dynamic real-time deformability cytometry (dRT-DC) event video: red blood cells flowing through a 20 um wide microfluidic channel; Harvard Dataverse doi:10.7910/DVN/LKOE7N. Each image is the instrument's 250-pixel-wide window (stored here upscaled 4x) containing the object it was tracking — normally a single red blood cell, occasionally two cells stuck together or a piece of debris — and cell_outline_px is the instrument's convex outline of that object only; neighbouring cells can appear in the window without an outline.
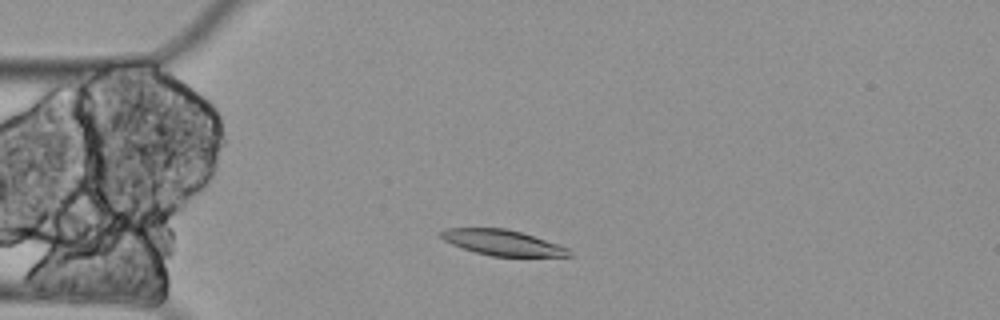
{"species": "Egyptian fruit bat (a non-hibernating species)", "species_latin": "Rousettus aegyptiacus", "temperature_condition": "cold", "stored_images_in_passage": 8, "camera_frame_rate_fps": 3000, "um_per_image_px": 0.085, "animal": {"sex": "female"}, "frame": {"image": 1, "passage_image": 2, "time_ms": 0.333, "image_size_px": [1000, 320], "cell_outline_px": [[572, 256], [492, 256], [476, 252], [452, 244], [444, 240], [436, 232], [444, 228], [504, 228], [520, 232], [560, 244], [568, 248], [572, 252]], "centroid_in_image_um": [42.7, 20.61], "position_along_channel_um": 42.3, "area_um2": 19.02}}
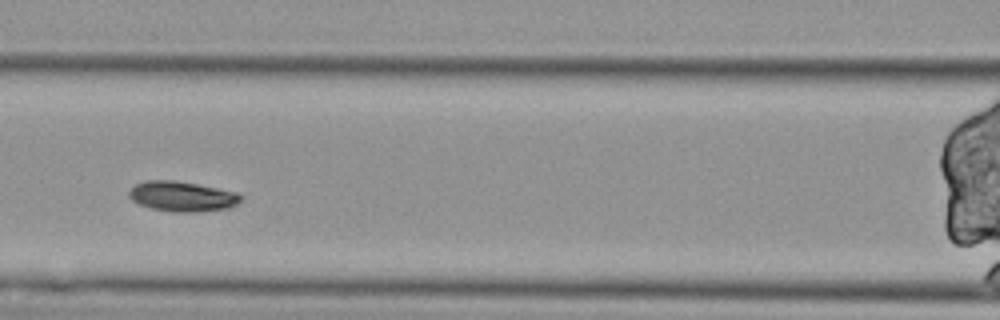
{"frame": {"image": 2, "passage_image": 5, "time_ms": 1.333, "image_size_px": [1000, 320], "cell_outline_px": [[240, 200], [236, 204], [228, 208], [196, 212], [172, 212], [152, 208], [140, 204], [132, 200], [128, 196], [128, 192], [136, 184], [144, 180], [172, 180], [196, 184], [236, 192], [240, 196]], "centroid_in_image_um": [15.44, 16.69], "position_along_channel_um": 151.2, "area_um2": 19.36}}
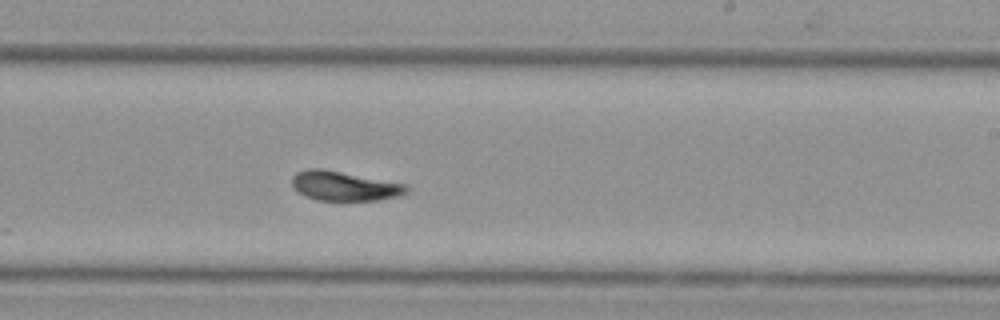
{"frame": {"image": 3, "passage_image": 8, "time_ms": 2.333, "image_size_px": [1000, 320], "cell_outline_px": [[408, 192], [400, 196], [380, 200], [316, 200], [304, 196], [292, 188], [292, 176], [296, 172], [308, 168], [320, 168], [408, 184]], "centroid_in_image_um": [29.26, 15.81], "position_along_channel_um": 259.7, "area_um2": 19.88}}